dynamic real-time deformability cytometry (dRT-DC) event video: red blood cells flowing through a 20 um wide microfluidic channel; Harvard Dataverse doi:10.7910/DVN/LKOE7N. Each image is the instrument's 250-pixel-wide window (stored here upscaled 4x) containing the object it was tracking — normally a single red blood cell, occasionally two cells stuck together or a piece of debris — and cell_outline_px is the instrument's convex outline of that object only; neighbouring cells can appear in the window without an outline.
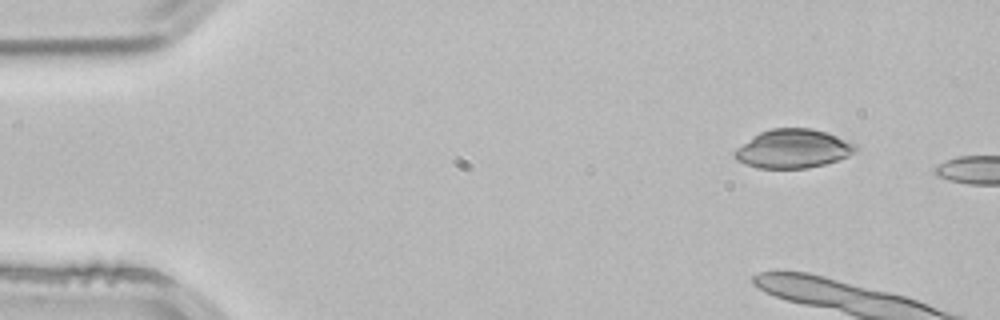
{"species": "common noctule bat (a hibernating species)", "species_latin": "Nyctalus noctula", "temperature_condition": "room temperature", "stored_images_in_passage": 4, "camera_frame_rate_fps": 3000, "um_per_image_px": 0.085, "animal": {"sex": "male", "body_mass_g": 21.5, "forearm_length_mm": 52.0}, "frame": {"image": 1, "passage_image": 1, "time_ms": 0.0, "image_size_px": [1000, 320], "cell_outline_px": [[860, 148], [856, 152], [848, 156], [824, 164], [808, 168], [756, 168], [744, 164], [736, 160], [732, 156], [732, 152], [736, 148], [752, 136], [760, 132], [772, 128], [812, 128], [836, 136], [856, 144]], "centroid_in_image_um": [67.37, 12.65], "position_along_channel_um": 17.6, "area_um2": 27.51}}